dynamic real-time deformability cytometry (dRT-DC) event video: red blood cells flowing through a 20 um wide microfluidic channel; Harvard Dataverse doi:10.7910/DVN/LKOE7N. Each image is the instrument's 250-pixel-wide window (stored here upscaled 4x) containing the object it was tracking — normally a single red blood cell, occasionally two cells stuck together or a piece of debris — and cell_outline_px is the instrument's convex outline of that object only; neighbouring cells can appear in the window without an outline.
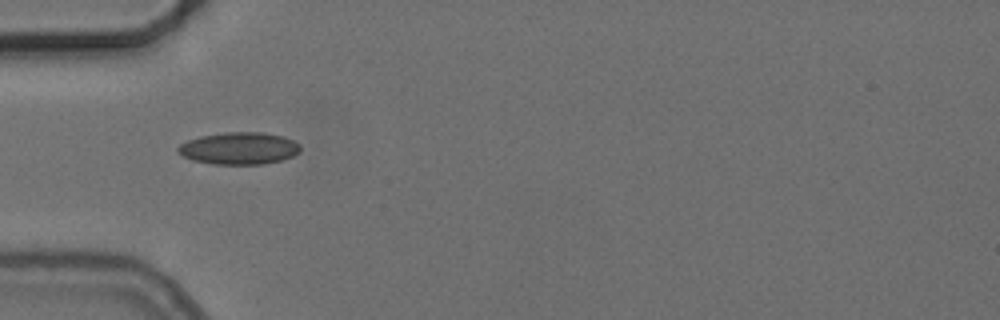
{"species": "common noctule bat (a hibernating species)", "species_latin": "Nyctalus noctula", "temperature_condition": "cold", "stored_images_in_passage": 31, "camera_frame_rate_fps": 3000, "um_per_image_px": 0.085, "animal": {"sex": "female", "body_mass_g": 24.6, "forearm_length_mm": 56.2}, "frame": {"image": 1, "passage_image": 1, "time_ms": 0.0, "image_size_px": [1000, 320], "cell_outline_px": [[300, 152], [284, 160], [264, 164], [212, 164], [192, 160], [176, 152], [176, 148], [180, 144], [188, 140], [200, 136], [224, 132], [264, 132], [284, 136], [300, 144]], "centroid_in_image_um": [20.33, 12.6], "position_along_channel_um": 64.7, "area_um2": 23.18}}
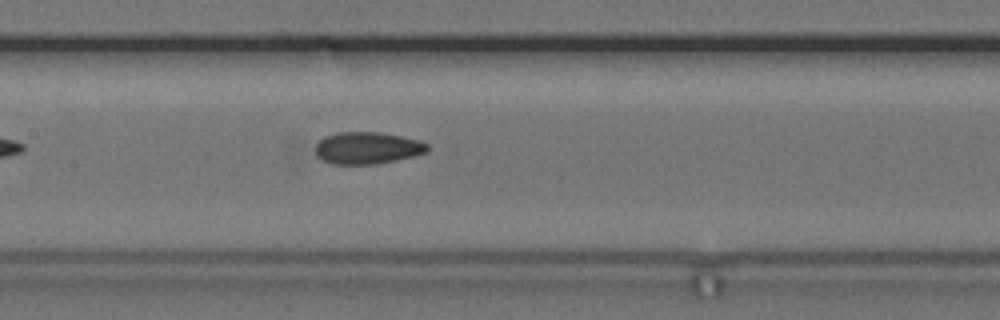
{"frame": {"image": 2, "passage_image": 10, "time_ms": 3.0, "image_size_px": [1000, 320], "cell_outline_px": [[428, 152], [396, 160], [376, 164], [328, 164], [316, 156], [316, 144], [324, 136], [336, 132], [380, 132], [420, 140], [428, 144]], "centroid_in_image_um": [31.2, 12.58], "position_along_channel_um": 176.2, "area_um2": 21.04}}
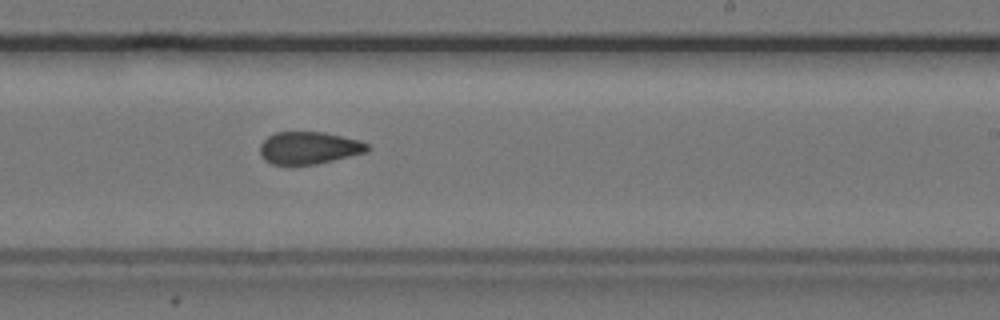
{"frame": {"image": 3, "passage_image": 17, "time_ms": 5.333, "image_size_px": [1000, 320], "cell_outline_px": [[372, 148], [368, 152], [316, 164], [272, 164], [264, 160], [260, 152], [260, 144], [268, 136], [276, 132], [324, 132], [360, 140], [368, 144]], "centroid_in_image_um": [26.29, 12.56], "position_along_channel_um": 262.7, "area_um2": 20.29}, "authors_computed_cell_mechanics": {"area_um2": 21.0392, "velocity_mm_per_s": 3.7343, "shape_relaxation_time_tau1_ms": null, "shape_relaxation_time_tau2_ms": 1.9412, "deformation_change_tau1": null, "deformation_change_tau2": 0.0888}}